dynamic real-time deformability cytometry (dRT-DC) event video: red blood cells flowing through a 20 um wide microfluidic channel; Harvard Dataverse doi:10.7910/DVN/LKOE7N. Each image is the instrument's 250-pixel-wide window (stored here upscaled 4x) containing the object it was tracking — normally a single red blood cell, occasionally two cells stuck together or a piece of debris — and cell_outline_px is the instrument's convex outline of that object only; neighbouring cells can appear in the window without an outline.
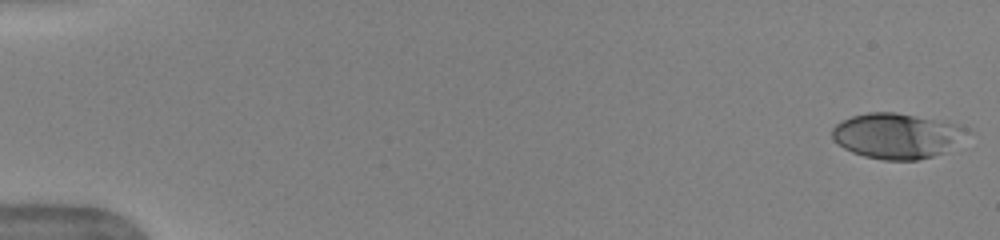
{"species": "human", "species_latin": "Homo sapiens", "temperature_condition": "warm", "stored_images_in_passage": 51, "camera_frame_rate_fps": 3000, "um_per_image_px": 0.085, "donor": {"sex": "female"}, "frame": {"image": 1, "passage_image": 1, "time_ms": 0.0, "image_size_px": [1000, 240], "cell_outline_px": [[972, 132], [944, 152], [932, 156], [916, 160], [884, 160], [864, 156], [852, 152], [844, 148], [832, 136], [832, 128], [836, 124], [852, 116], [868, 112], [896, 112], [956, 124], [968, 128]], "centroid_in_image_um": [76.24, 11.54], "position_along_channel_um": 8.8, "area_um2": 35.32}}
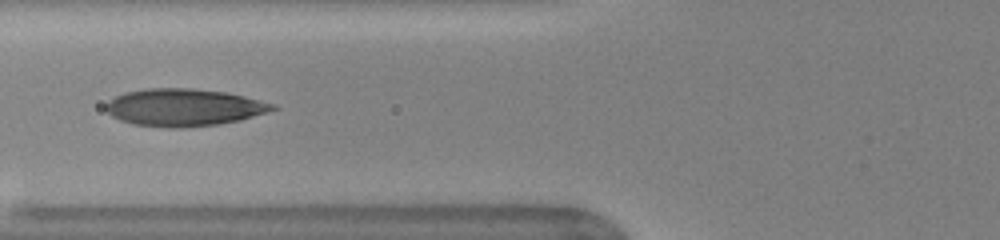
{"frame": {"image": 2, "passage_image": 21, "time_ms": 6.667, "image_size_px": [1000, 240], "cell_outline_px": [[280, 108], [268, 112], [240, 120], [216, 124], [180, 128], [168, 128], [132, 124], [120, 120], [112, 116], [104, 108], [108, 100], [124, 92], [148, 88], [192, 88], [224, 92], [244, 96], [276, 104]], "centroid_in_image_um": [15.62, 9.13], "position_along_channel_um": 110.2, "area_um2": 36.41}}
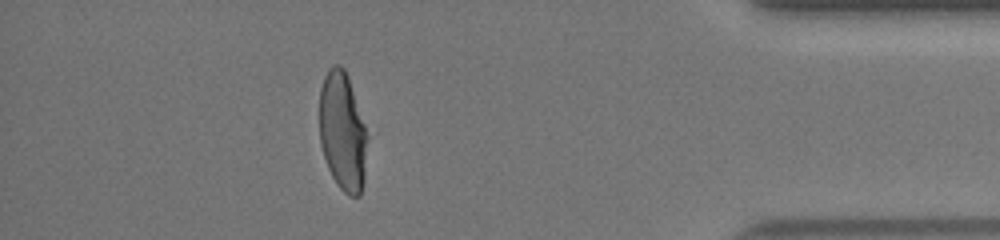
{"frame": {"image": 3, "passage_image": 46, "time_ms": 15.0, "image_size_px": [1000, 240], "cell_outline_px": [[368, 136], [364, 184], [360, 196], [348, 196], [336, 184], [328, 168], [320, 144], [320, 88], [324, 76], [328, 68], [332, 64], [340, 64], [344, 68], [348, 76]], "centroid_in_image_um": [29.12, 11.2], "position_along_channel_um": 406.1, "area_um2": 33.41}, "authors_computed_cell_mechanics": {"area_um2": 34.7956, "velocity_mm_per_s": 3.9756, "shape_relaxation_time_tau1_ms": 3.9347, "shape_relaxation_time_tau2_ms": 0.7574, "deformation_change_tau1": 0.193, "deformation_change_tau2": 0.0797}}